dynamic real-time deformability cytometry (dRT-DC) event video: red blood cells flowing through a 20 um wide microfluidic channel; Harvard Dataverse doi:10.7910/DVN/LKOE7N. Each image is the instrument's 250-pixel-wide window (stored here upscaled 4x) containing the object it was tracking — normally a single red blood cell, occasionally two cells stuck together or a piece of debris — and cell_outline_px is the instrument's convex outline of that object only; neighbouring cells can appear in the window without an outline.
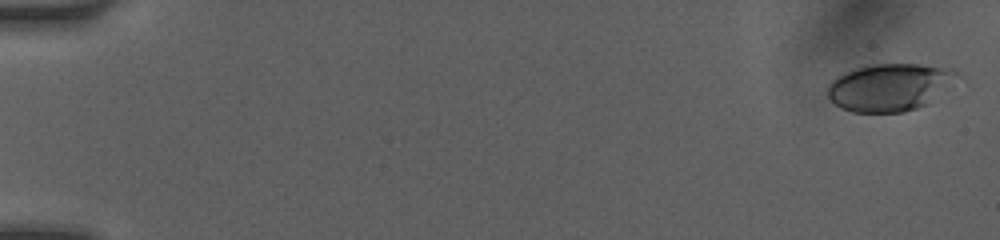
{"species": "human", "species_latin": "Homo sapiens", "temperature_condition": "room temperature", "stored_images_in_passage": 77, "camera_frame_rate_fps": 3000, "um_per_image_px": 0.085, "donor": {"sex": "female"}, "frame": {"image": 1, "passage_image": 1, "time_ms": 0.0, "image_size_px": [1000, 240], "cell_outline_px": [[968, 80], [928, 104], [904, 112], [852, 112], [840, 108], [828, 96], [828, 88], [832, 80], [856, 68], [876, 64], [916, 64], [960, 72]], "centroid_in_image_um": [75.82, 7.43], "position_along_channel_um": 9.2, "area_um2": 36.47}}
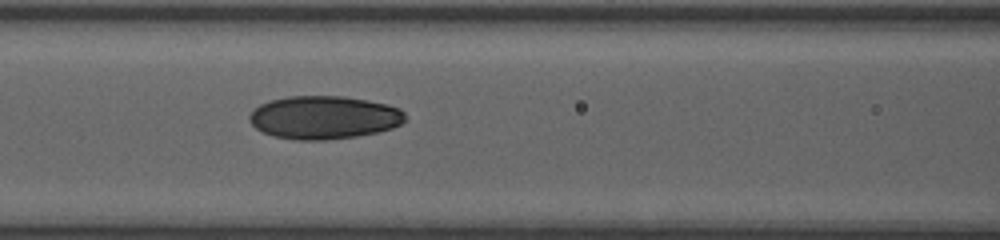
{"frame": {"image": 2, "passage_image": 32, "time_ms": 7.333, "image_size_px": [1000, 240], "cell_outline_px": [[408, 120], [392, 128], [376, 132], [356, 136], [324, 140], [296, 140], [272, 136], [256, 128], [252, 124], [248, 116], [260, 104], [268, 100], [288, 96], [344, 96], [368, 100], [388, 104], [400, 108], [404, 112]], "centroid_in_image_um": [27.56, 9.97], "position_along_channel_um": 139.0, "area_um2": 39.36}}
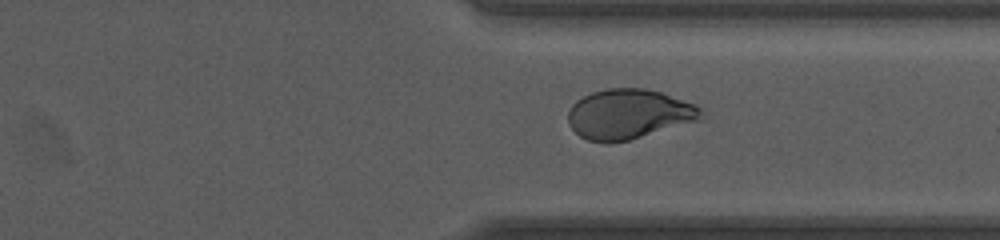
{"frame": {"image": 3, "passage_image": 55, "time_ms": 12.667, "image_size_px": [1000, 240], "cell_outline_px": [[700, 120], [628, 140], [604, 144], [588, 140], [580, 136], [568, 124], [568, 112], [572, 104], [576, 100], [592, 92], [608, 88], [644, 88], [660, 92], [692, 104], [700, 108]], "centroid_in_image_um": [53.37, 9.71], "position_along_channel_um": 358.0, "area_um2": 38.26}, "authors_computed_cell_mechanics": {"area_um2": 38.2058, "velocity_mm_per_s": 4.1186, "shape_relaxation_time_tau1_ms": 9.1209, "shape_relaxation_time_tau2_ms": 1.7537, "deformation_change_tau1": 0.2168, "deformation_change_tau2": 0.0605}}